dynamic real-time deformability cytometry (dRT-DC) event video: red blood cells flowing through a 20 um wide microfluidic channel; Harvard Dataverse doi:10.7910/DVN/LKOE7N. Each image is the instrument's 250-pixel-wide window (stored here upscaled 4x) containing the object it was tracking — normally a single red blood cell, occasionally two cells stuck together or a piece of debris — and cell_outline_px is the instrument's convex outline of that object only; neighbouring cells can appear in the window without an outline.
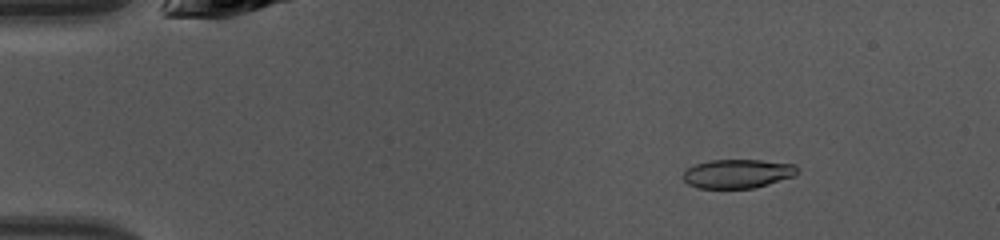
{"species": "common noctule bat (a hibernating species)", "species_latin": "Nyctalus noctula", "temperature_condition": "warm", "stored_images_in_passage": 47, "camera_frame_rate_fps": 3000, "um_per_image_px": 0.085, "animal": {"sex": "female", "body_mass_g": 10.0, "forearm_length_mm": 53.1}, "frame": {"image": 1, "passage_image": 7, "time_ms": 2.0, "image_size_px": [1000, 240], "cell_outline_px": [[796, 172], [792, 176], [752, 188], [700, 188], [684, 180], [684, 172], [688, 168], [700, 164], [716, 160], [756, 160], [792, 164], [796, 168]], "centroid_in_image_um": [62.68, 14.76], "position_along_channel_um": 22.3, "area_um2": 18.32}}
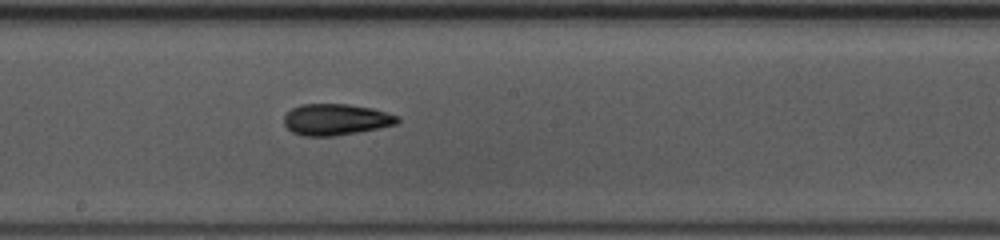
{"frame": {"image": 2, "passage_image": 26, "time_ms": 8.333, "image_size_px": [1000, 240], "cell_outline_px": [[400, 120], [392, 124], [352, 132], [328, 136], [312, 136], [296, 132], [288, 128], [284, 124], [284, 116], [292, 108], [304, 104], [344, 104], [368, 108], [384, 112], [396, 116]], "centroid_in_image_um": [28.46, 10.13], "position_along_channel_um": 219.7, "area_um2": 19.54}}
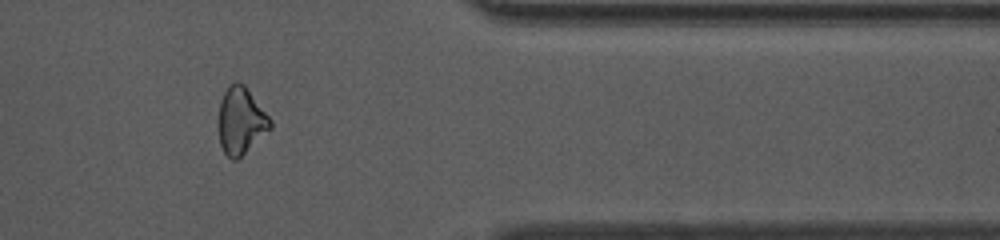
{"frame": {"image": 3, "passage_image": 39, "time_ms": 12.667, "image_size_px": [1000, 240], "cell_outline_px": [[272, 128], [240, 156], [228, 156], [224, 152], [220, 144], [220, 104], [224, 92], [232, 84], [240, 84], [248, 92], [268, 116], [272, 124]], "centroid_in_image_um": [20.48, 10.3], "position_along_channel_um": 390.9, "area_um2": 18.73}, "authors_computed_cell_mechanics": {"area_um2": 18.8428, "velocity_mm_per_s": 4.2943, "shape_relaxation_time_tau1_ms": 5.3912, "shape_relaxation_time_tau2_ms": 3.0062, "deformation_change_tau1": 0.1517, "deformation_change_tau2": 0.1101}}